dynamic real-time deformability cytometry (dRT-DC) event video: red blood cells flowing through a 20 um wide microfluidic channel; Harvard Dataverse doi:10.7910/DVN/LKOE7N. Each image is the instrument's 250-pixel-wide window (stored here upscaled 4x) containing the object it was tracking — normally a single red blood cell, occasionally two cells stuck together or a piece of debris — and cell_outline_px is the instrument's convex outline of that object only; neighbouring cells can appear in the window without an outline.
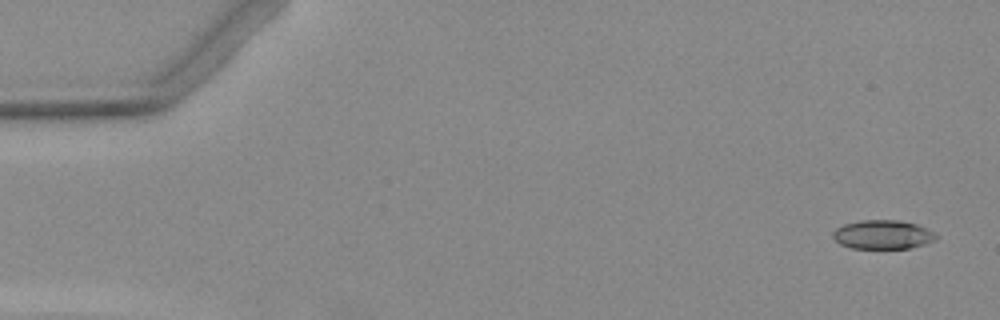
{"species": "Egyptian fruit bat (a non-hibernating species)", "species_latin": "Rousettus aegyptiacus", "temperature_condition": "warm", "stored_images_in_passage": 6, "camera_frame_rate_fps": 3000, "um_per_image_px": 0.085, "animal": {"sex": "female"}, "frame": {"image": 1, "passage_image": 1, "time_ms": 0.0, "image_size_px": [1000, 320], "cell_outline_px": [[936, 240], [912, 248], [852, 248], [840, 244], [832, 236], [832, 232], [836, 228], [844, 224], [860, 220], [896, 220], [916, 224], [932, 232], [936, 236]], "centroid_in_image_um": [75.0, 19.94], "position_along_channel_um": 10.0, "area_um2": 17.22}}
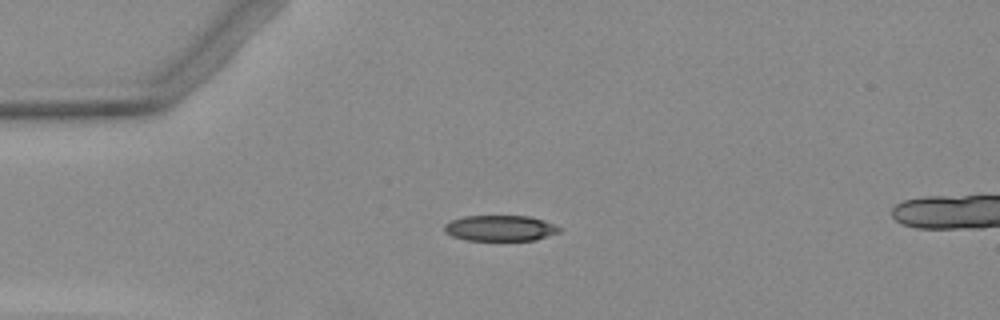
{"frame": {"image": 2, "passage_image": 4, "time_ms": 3.667, "image_size_px": [1000, 320], "cell_outline_px": [[560, 232], [536, 240], [468, 240], [452, 236], [444, 232], [444, 224], [452, 220], [464, 216], [528, 216], [544, 220], [560, 228]], "centroid_in_image_um": [42.5, 19.39], "position_along_channel_um": 42.5, "area_um2": 17.17}}
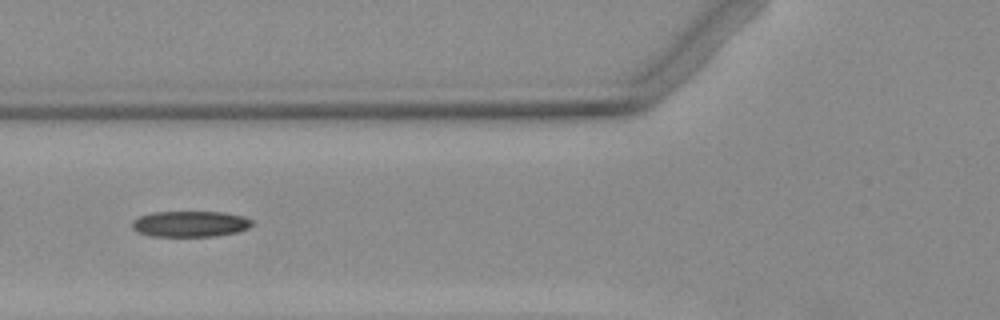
{"frame": {"image": 3, "passage_image": 6, "time_ms": 6.0, "image_size_px": [1000, 320], "cell_outline_px": [[252, 224], [248, 228], [236, 232], [216, 236], [152, 236], [140, 232], [132, 228], [132, 220], [140, 216], [152, 212], [224, 212], [244, 216], [252, 220]], "centroid_in_image_um": [16.17, 19.02], "position_along_channel_um": 109.6, "area_um2": 18.03}}